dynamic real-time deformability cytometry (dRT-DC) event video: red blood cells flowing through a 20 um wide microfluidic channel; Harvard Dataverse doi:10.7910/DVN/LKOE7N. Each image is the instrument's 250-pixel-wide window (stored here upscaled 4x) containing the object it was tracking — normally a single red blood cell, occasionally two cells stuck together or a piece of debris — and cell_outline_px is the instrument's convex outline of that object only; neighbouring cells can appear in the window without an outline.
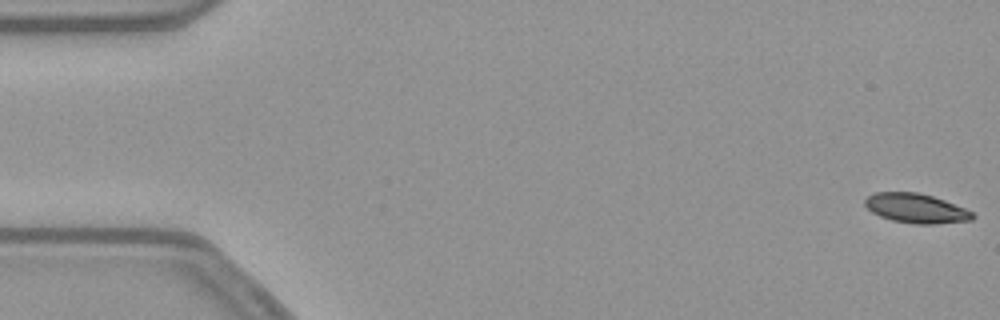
{"species": "common noctule bat (a hibernating species)", "species_latin": "Nyctalus noctula", "temperature_condition": "warm", "stored_images_in_passage": 54, "camera_frame_rate_fps": 3000, "um_per_image_px": 0.085, "animal": {"sex": "female", "body_mass_g": 21.9}, "frame": {"image": 1, "passage_image": 1, "time_ms": 0.0, "image_size_px": [1000, 320], "cell_outline_px": [[976, 216], [972, 220], [932, 224], [916, 224], [892, 220], [880, 216], [872, 212], [864, 204], [864, 200], [868, 196], [876, 192], [916, 192], [932, 196], [944, 200], [964, 208], [972, 212]], "centroid_in_image_um": [77.86, 17.7], "position_along_channel_um": 7.1, "area_um2": 18.32}}
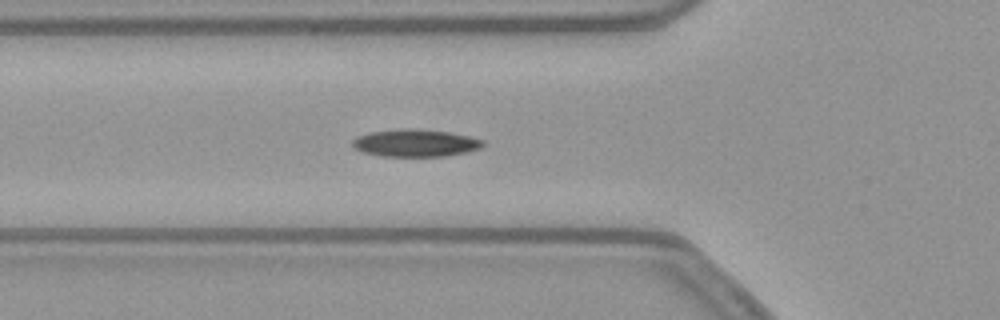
{"frame": {"image": 2, "passage_image": 19, "time_ms": 6.0, "image_size_px": [1000, 320], "cell_outline_px": [[484, 144], [480, 148], [468, 152], [448, 156], [380, 156], [364, 152], [352, 148], [352, 140], [356, 136], [368, 132], [400, 128], [416, 128], [448, 132], [468, 136], [484, 140]], "centroid_in_image_um": [35.27, 12.15], "position_along_channel_um": 90.5, "area_um2": 21.1}}
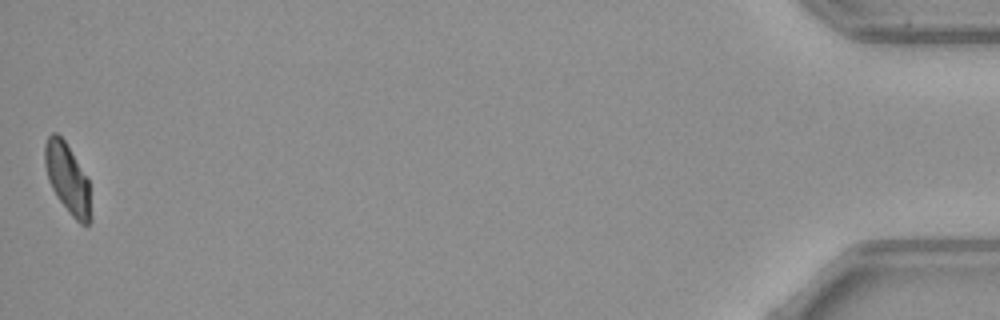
{"frame": {"image": 3, "passage_image": 54, "time_ms": 17.667, "image_size_px": [1000, 320], "cell_outline_px": [[92, 220], [88, 224], [80, 224], [68, 212], [56, 196], [48, 180], [44, 164], [44, 144], [48, 136], [52, 132], [56, 132], [64, 140], [88, 180], [92, 216]], "centroid_in_image_um": [5.73, 15.2], "position_along_channel_um": 429.5, "area_um2": 18.73}, "authors_computed_cell_mechanics": {"area_um2": 19.8832, "velocity_mm_per_s": 3.7888, "shape_relaxation_time_tau1_ms": 4.8448, "shape_relaxation_time_tau2_ms": 2.3512, "deformation_change_tau1": 0.1325, "deformation_change_tau2": 0.0692}}